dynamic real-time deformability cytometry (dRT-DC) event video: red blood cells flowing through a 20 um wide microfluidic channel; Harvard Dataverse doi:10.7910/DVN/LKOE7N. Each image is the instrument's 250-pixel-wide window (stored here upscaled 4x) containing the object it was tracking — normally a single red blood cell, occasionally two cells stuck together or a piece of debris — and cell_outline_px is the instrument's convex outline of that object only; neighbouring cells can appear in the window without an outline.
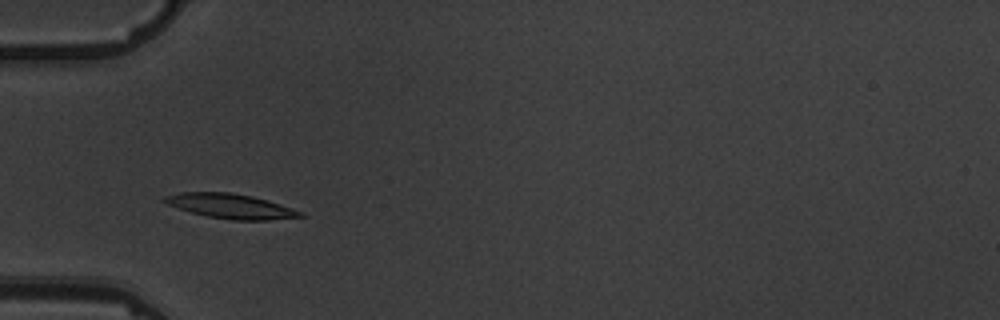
{"species": "common noctule bat (a hibernating species)", "species_latin": "Nyctalus noctula", "temperature_condition": "warm", "stored_images_in_passage": 13, "camera_frame_rate_fps": 3000, "um_per_image_px": 0.085, "animal": {"sex": "male", "body_mass_g": 19.5, "forearm_length_mm": 54.6}, "frame": {"image": 1, "passage_image": 3, "time_ms": 3.0, "image_size_px": [1000, 320], "cell_outline_px": [[304, 216], [268, 220], [232, 220], [208, 216], [192, 212], [168, 204], [160, 200], [164, 196], [180, 192], [232, 192], [252, 196], [292, 208], [304, 212]], "centroid_in_image_um": [19.59, 17.51], "position_along_channel_um": 65.4, "area_um2": 19.31}}
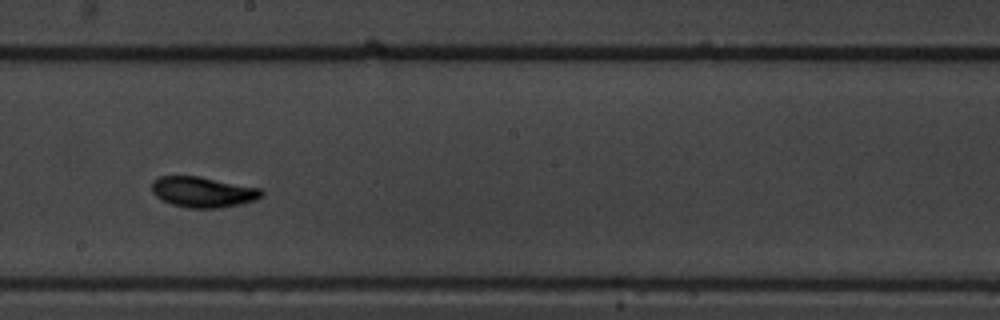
{"frame": {"image": 2, "passage_image": 7, "time_ms": 7.667, "image_size_px": [1000, 320], "cell_outline_px": [[264, 196], [256, 200], [240, 204], [220, 208], [188, 208], [172, 204], [156, 196], [152, 192], [152, 180], [160, 176], [200, 176], [264, 188]], "centroid_in_image_um": [17.32, 16.31], "position_along_channel_um": 230.9, "area_um2": 19.88}}
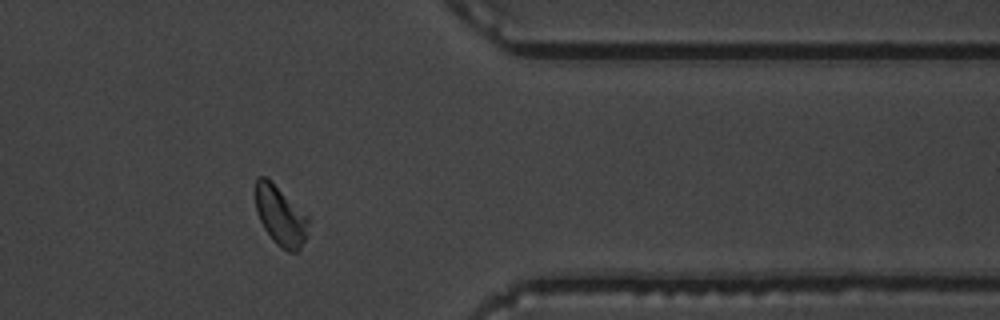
{"frame": {"image": 3, "passage_image": 11, "time_ms": 12.333, "image_size_px": [1000, 320], "cell_outline_px": [[308, 236], [300, 248], [296, 252], [288, 252], [280, 248], [272, 240], [264, 228], [256, 212], [256, 176], [264, 176], [308, 216]], "centroid_in_image_um": [23.84, 18.41], "position_along_channel_um": 387.6, "area_um2": 18.09}, "authors_computed_cell_mechanics": {"area_um2": 18.6694, "velocity_mm_per_s": 3.5959, "shape_relaxation_time_tau1_ms": 1.8711, "shape_relaxation_time_tau2_ms": 1.4616, "deformation_change_tau1": 0.0734, "deformation_change_tau2": 0.0546}}